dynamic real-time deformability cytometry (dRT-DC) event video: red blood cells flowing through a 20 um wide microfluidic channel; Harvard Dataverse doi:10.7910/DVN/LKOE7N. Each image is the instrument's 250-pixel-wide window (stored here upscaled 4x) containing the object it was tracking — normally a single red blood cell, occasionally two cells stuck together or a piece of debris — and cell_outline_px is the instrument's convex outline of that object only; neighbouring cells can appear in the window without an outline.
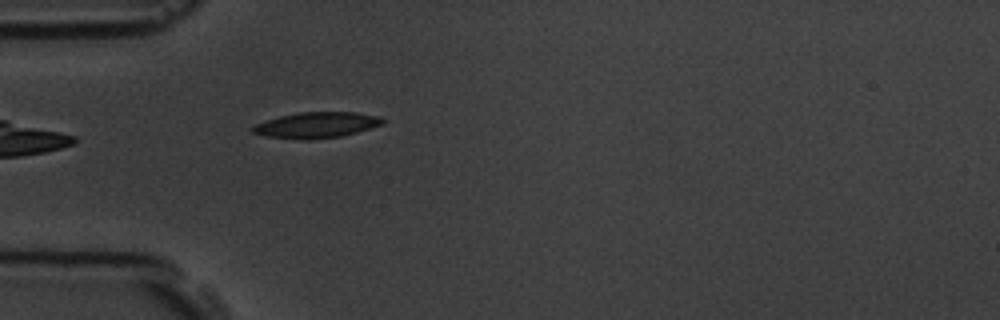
{"species": "common noctule bat (a hibernating species)", "species_latin": "Nyctalus noctula", "temperature_condition": "room temperature", "stored_images_in_passage": 3, "camera_frame_rate_fps": 3000, "um_per_image_px": 0.085, "animal": {"sex": "male", "body_mass_g": 19.5, "forearm_length_mm": 54.6}, "frame": {"image": 1, "passage_image": 3, "time_ms": 2.333, "image_size_px": [1000, 320], "cell_outline_px": [[384, 124], [356, 132], [340, 136], [308, 140], [300, 140], [268, 136], [252, 132], [248, 128], [256, 124], [280, 116], [300, 112], [356, 112], [380, 116], [384, 120]], "centroid_in_image_um": [26.91, 10.63], "position_along_channel_um": 58.1, "area_um2": 19.48}}